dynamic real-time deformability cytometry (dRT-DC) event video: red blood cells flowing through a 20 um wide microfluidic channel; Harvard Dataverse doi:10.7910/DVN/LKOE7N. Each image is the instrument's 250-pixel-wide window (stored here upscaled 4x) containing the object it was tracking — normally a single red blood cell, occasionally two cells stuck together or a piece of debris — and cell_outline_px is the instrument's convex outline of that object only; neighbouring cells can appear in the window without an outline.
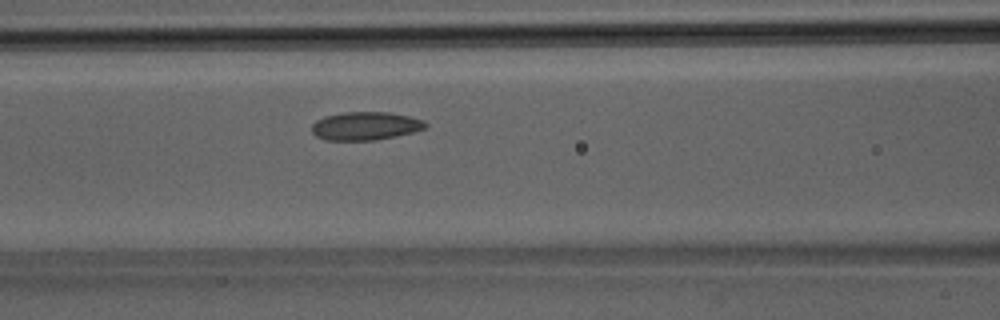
{"species": "Egyptian fruit bat (a non-hibernating species)", "species_latin": "Rousettus aegyptiacus", "temperature_condition": "room temperature", "stored_images_in_passage": 28, "camera_frame_rate_fps": 3000, "um_per_image_px": 0.085, "animal": {"sex": "male"}, "frame": {"image": 1, "passage_image": 6, "time_ms": 1.667, "image_size_px": [1000, 320], "cell_outline_px": [[428, 128], [412, 132], [376, 140], [324, 140], [316, 136], [312, 132], [312, 124], [316, 120], [324, 116], [344, 112], [388, 112], [408, 116], [424, 120], [428, 124]], "centroid_in_image_um": [31.06, 10.7], "position_along_channel_um": 135.5, "area_um2": 18.79}}
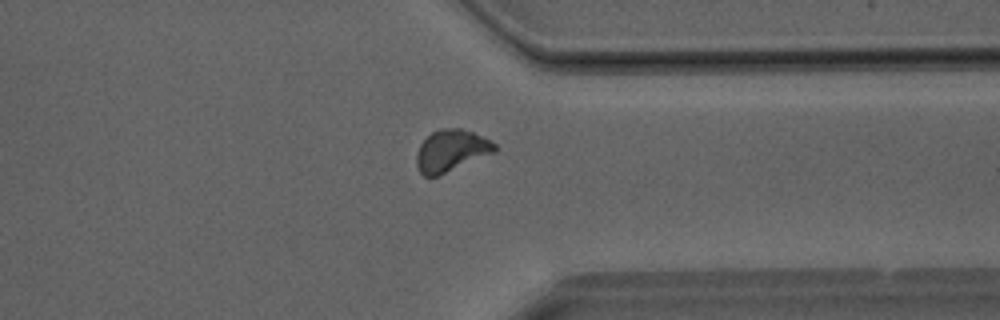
{"frame": {"image": 2, "passage_image": 20, "time_ms": 6.333, "image_size_px": [1000, 320], "cell_outline_px": [[496, 152], [440, 176], [424, 176], [420, 172], [416, 164], [416, 152], [420, 144], [432, 132], [440, 128], [460, 128], [472, 132], [496, 144]], "centroid_in_image_um": [38.33, 12.83], "position_along_channel_um": 373.1, "area_um2": 19.13}}
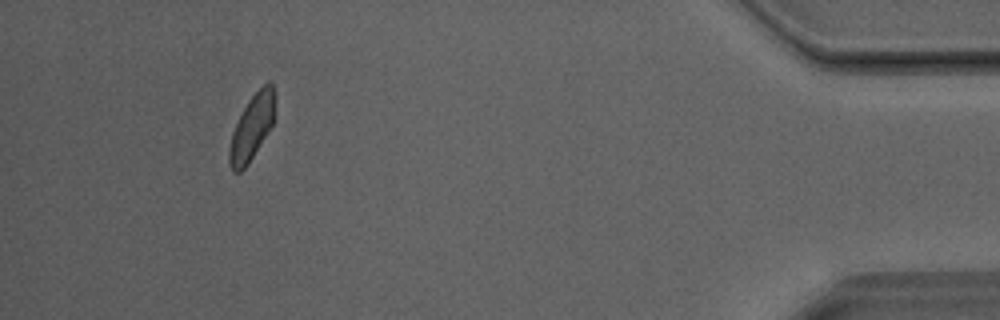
{"frame": {"image": 3, "passage_image": 26, "time_ms": 8.333, "image_size_px": [1000, 320], "cell_outline_px": [[272, 124], [248, 164], [240, 172], [232, 172], [228, 160], [228, 152], [232, 132], [248, 100], [268, 80], [272, 84]], "centroid_in_image_um": [21.34, 10.9], "position_along_channel_um": 413.9, "area_um2": 16.53}}